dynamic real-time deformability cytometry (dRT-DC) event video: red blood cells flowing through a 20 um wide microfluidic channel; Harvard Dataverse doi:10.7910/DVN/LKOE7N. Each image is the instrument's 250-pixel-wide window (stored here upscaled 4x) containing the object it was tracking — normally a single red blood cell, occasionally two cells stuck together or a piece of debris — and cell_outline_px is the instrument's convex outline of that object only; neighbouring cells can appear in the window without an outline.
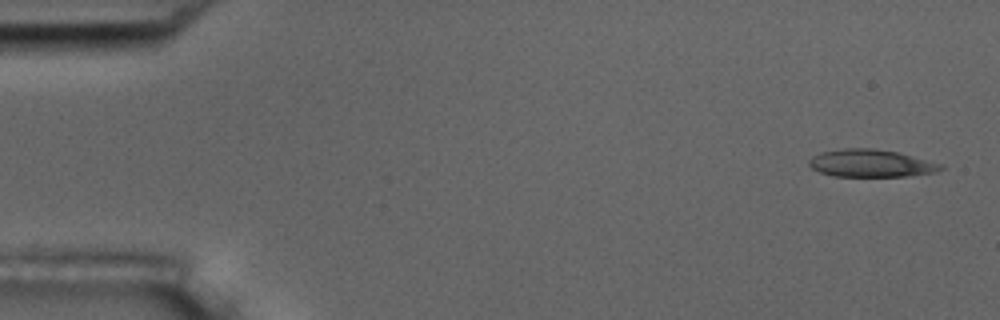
{"species": "common noctule bat (a hibernating species)", "species_latin": "Nyctalus noctula", "temperature_condition": "room temperature", "stored_images_in_passage": 6, "camera_frame_rate_fps": 3000, "um_per_image_px": 0.085, "animal": {"sex": "male", "body_mass_g": 17.5, "forearm_length_mm": 52.3}, "frame": {"image": 1, "passage_image": 1, "time_ms": 0.0, "image_size_px": [1000, 320], "cell_outline_px": [[944, 168], [936, 172], [904, 176], [832, 176], [820, 172], [812, 168], [808, 164], [808, 160], [812, 156], [820, 152], [844, 148], [872, 148], [896, 152], [944, 164]], "centroid_in_image_um": [74.01, 13.88], "position_along_channel_um": 11.0, "area_um2": 21.1}}
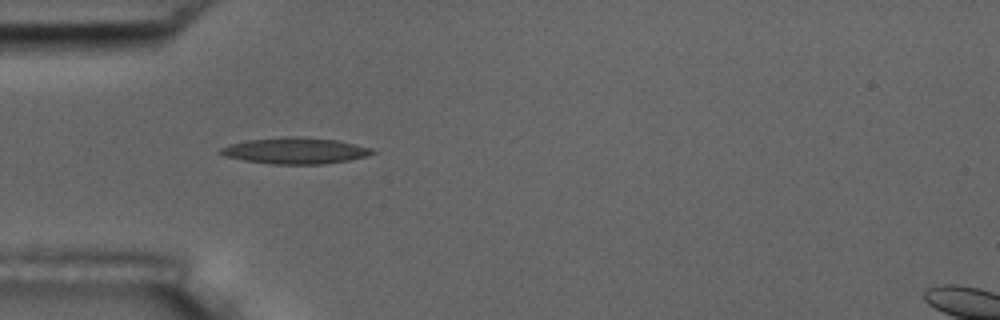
{"frame": {"image": 2, "passage_image": 5, "time_ms": 4.667, "image_size_px": [1000, 320], "cell_outline_px": [[376, 152], [368, 156], [348, 160], [324, 164], [272, 164], [244, 160], [224, 156], [220, 152], [220, 148], [228, 144], [248, 140], [284, 136], [296, 136], [336, 140], [372, 148]], "centroid_in_image_um": [25.09, 12.81], "position_along_channel_um": 59.9, "area_um2": 23.18}}